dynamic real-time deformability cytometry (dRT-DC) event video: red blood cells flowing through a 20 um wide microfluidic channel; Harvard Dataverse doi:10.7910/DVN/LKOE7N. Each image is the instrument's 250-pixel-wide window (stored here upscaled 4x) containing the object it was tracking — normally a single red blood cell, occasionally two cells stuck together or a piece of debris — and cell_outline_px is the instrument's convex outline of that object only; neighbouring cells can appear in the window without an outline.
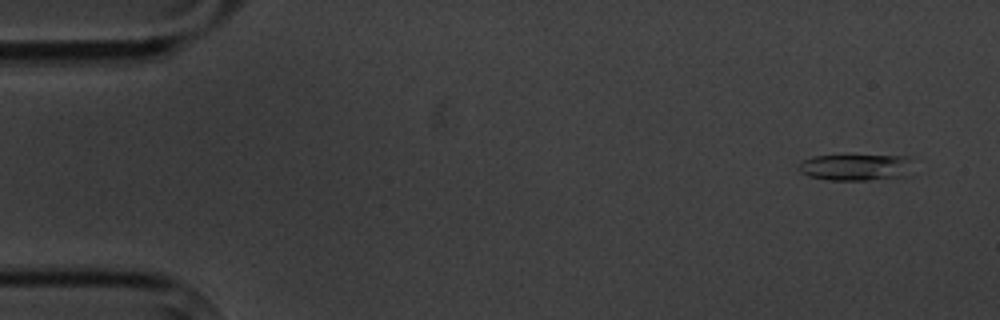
{"species": "common noctule bat (a hibernating species)", "species_latin": "Nyctalus noctula", "temperature_condition": "cold", "stored_images_in_passage": 8, "camera_frame_rate_fps": 3000, "um_per_image_px": 0.085, "animal": {"sex": "male", "body_mass_g": 20.1, "forearm_length_mm": 53.5}, "frame": {"image": 1, "passage_image": 1, "time_ms": 0.0, "image_size_px": [1000, 320], "cell_outline_px": [[904, 176], [868, 180], [828, 180], [808, 176], [800, 172], [796, 168], [800, 160], [812, 156], [844, 152], [852, 152], [904, 156]], "centroid_in_image_um": [72.46, 14.14], "position_along_channel_um": 12.5, "area_um2": 18.32}}
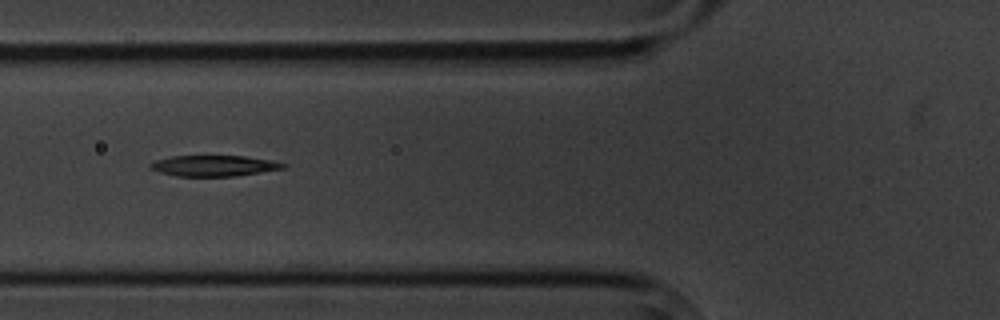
{"frame": {"image": 2, "passage_image": 6, "time_ms": 6.0, "image_size_px": [1000, 320], "cell_outline_px": [[288, 168], [236, 176], [176, 176], [160, 172], [148, 168], [148, 164], [156, 160], [172, 156], [244, 156], [272, 160], [288, 164]], "centroid_in_image_um": [18.22, 14.09], "position_along_channel_um": 107.6, "area_um2": 16.3}}
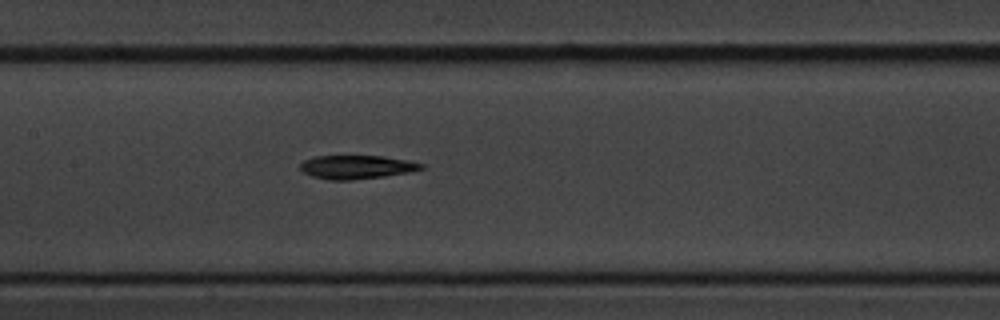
{"frame": {"image": 3, "passage_image": 8, "time_ms": 8.0, "image_size_px": [1000, 320], "cell_outline_px": [[424, 168], [408, 172], [384, 176], [352, 180], [328, 180], [312, 176], [304, 172], [300, 168], [300, 164], [304, 160], [316, 156], [384, 156], [408, 160], [424, 164]], "centroid_in_image_um": [30.31, 14.2], "position_along_channel_um": 177.1, "area_um2": 16.59}}